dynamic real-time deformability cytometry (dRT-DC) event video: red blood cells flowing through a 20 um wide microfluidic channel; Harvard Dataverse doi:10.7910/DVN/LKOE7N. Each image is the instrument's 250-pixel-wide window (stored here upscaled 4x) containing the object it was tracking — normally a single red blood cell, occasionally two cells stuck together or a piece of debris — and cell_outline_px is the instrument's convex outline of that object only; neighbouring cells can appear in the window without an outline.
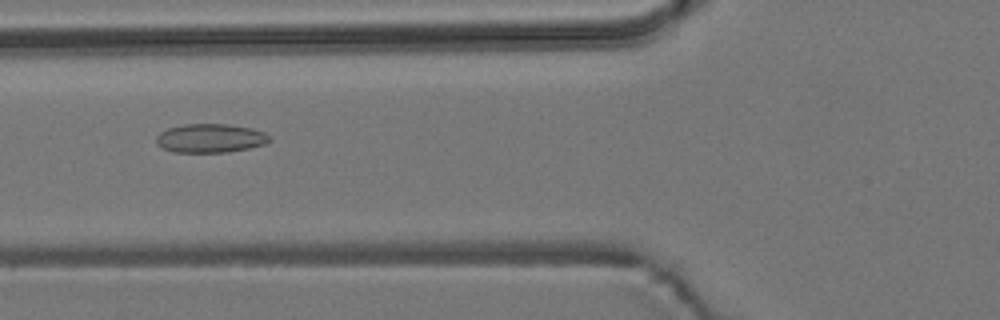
{"species": "common noctule bat (a hibernating species)", "species_latin": "Nyctalus noctula", "temperature_condition": "room temperature", "stored_images_in_passage": 6, "camera_frame_rate_fps": 3000, "um_per_image_px": 0.085, "animal": {"sex": "male", "body_mass_g": 19.2, "forearm_length_mm": 51.8}, "frame": {"image": 1, "passage_image": 4, "time_ms": 1.0, "image_size_px": [1000, 320], "cell_outline_px": [[272, 140], [264, 144], [248, 148], [224, 152], [172, 152], [156, 144], [156, 136], [160, 132], [168, 128], [184, 124], [224, 124], [252, 128], [264, 132], [272, 136]], "centroid_in_image_um": [17.88, 11.74], "position_along_channel_um": 107.9, "area_um2": 19.02}}
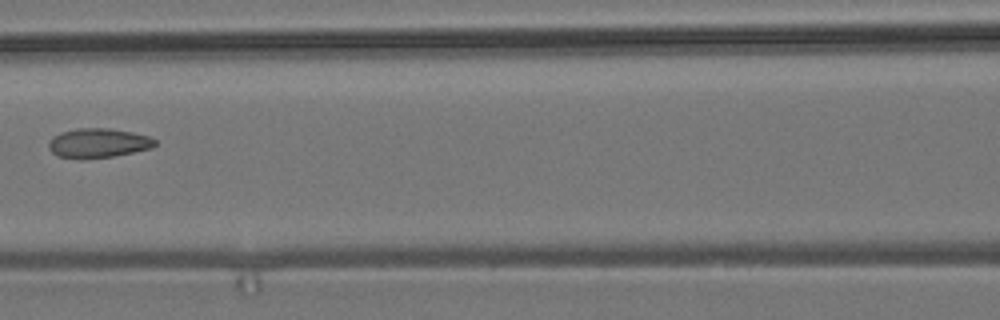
{"frame": {"image": 2, "passage_image": 5, "time_ms": 1.333, "image_size_px": [1000, 320], "cell_outline_px": [[156, 144], [152, 148], [112, 156], [80, 160], [56, 156], [48, 148], [48, 140], [52, 136], [60, 132], [76, 128], [108, 128], [132, 132], [148, 136], [156, 140]], "centroid_in_image_um": [8.28, 12.16], "position_along_channel_um": 158.3, "area_um2": 18.5}}
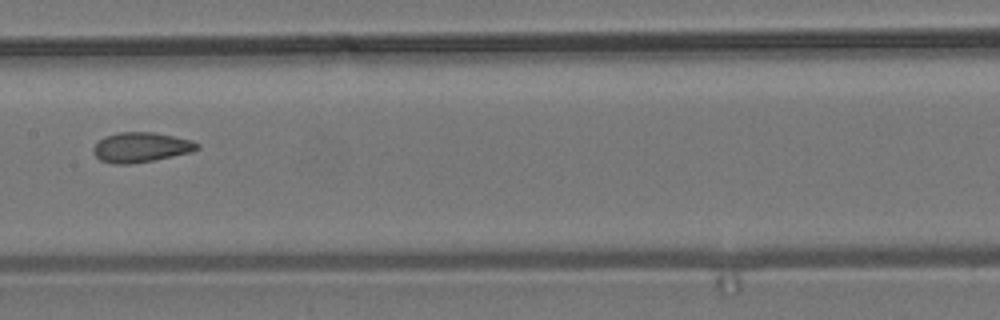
{"frame": {"image": 3, "passage_image": 6, "time_ms": 1.667, "image_size_px": [1000, 320], "cell_outline_px": [[200, 148], [192, 152], [132, 164], [112, 164], [100, 160], [92, 152], [92, 148], [104, 136], [120, 132], [152, 132], [192, 140], [200, 144]], "centroid_in_image_um": [11.97, 12.52], "position_along_channel_um": 195.4, "area_um2": 18.09}}